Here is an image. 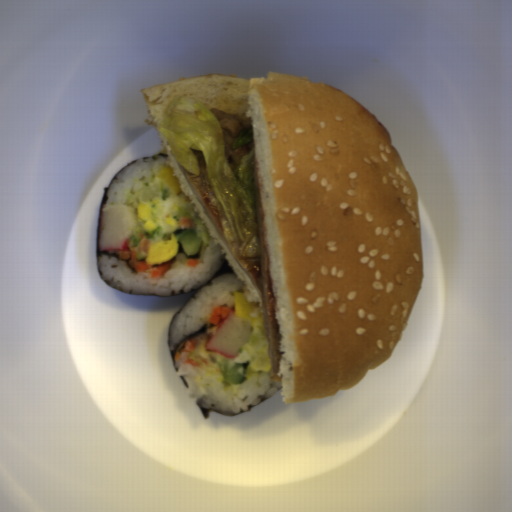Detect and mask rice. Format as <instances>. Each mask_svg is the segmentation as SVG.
<instances>
[{
    "label": "rice",
    "mask_w": 512,
    "mask_h": 512,
    "mask_svg": "<svg viewBox=\"0 0 512 512\" xmlns=\"http://www.w3.org/2000/svg\"><path fill=\"white\" fill-rule=\"evenodd\" d=\"M167 158L162 155L140 157L136 162L127 165L110 183L106 202L123 204L132 207L135 226H143L137 218V208L142 203H149L155 210V224L162 226L159 236L150 241L152 244L169 239L177 229H181L180 219L175 216L183 206H192L188 195L182 190L174 194L159 178L160 171L169 166Z\"/></svg>",
    "instance_id": "2"
},
{
    "label": "rice",
    "mask_w": 512,
    "mask_h": 512,
    "mask_svg": "<svg viewBox=\"0 0 512 512\" xmlns=\"http://www.w3.org/2000/svg\"><path fill=\"white\" fill-rule=\"evenodd\" d=\"M243 281L236 275H223L211 285H206L178 313L173 321L169 338L170 349L201 327L207 331L196 340V347L190 359L199 362V366L186 364V359L176 360L173 367L177 376H183L187 382V395L203 409L215 410L222 415H238L270 398L281 388L271 379V360L266 336L264 306L255 302L250 312L251 333L234 358L238 364H248L243 382L231 385L224 380L219 362L224 356L208 351L207 343L218 325L211 324V315L215 307L234 308L236 293H243Z\"/></svg>",
    "instance_id": "1"
},
{
    "label": "rice",
    "mask_w": 512,
    "mask_h": 512,
    "mask_svg": "<svg viewBox=\"0 0 512 512\" xmlns=\"http://www.w3.org/2000/svg\"><path fill=\"white\" fill-rule=\"evenodd\" d=\"M225 253L221 247L214 243L213 237L207 246L202 247L198 263L188 266V257L177 253L170 269L161 277L152 278L151 275L135 272L126 262L119 258L102 255L99 257L98 269L100 277L109 285L132 294H153L170 296L192 289H198L207 284L221 269Z\"/></svg>",
    "instance_id": "3"
}]
</instances>
